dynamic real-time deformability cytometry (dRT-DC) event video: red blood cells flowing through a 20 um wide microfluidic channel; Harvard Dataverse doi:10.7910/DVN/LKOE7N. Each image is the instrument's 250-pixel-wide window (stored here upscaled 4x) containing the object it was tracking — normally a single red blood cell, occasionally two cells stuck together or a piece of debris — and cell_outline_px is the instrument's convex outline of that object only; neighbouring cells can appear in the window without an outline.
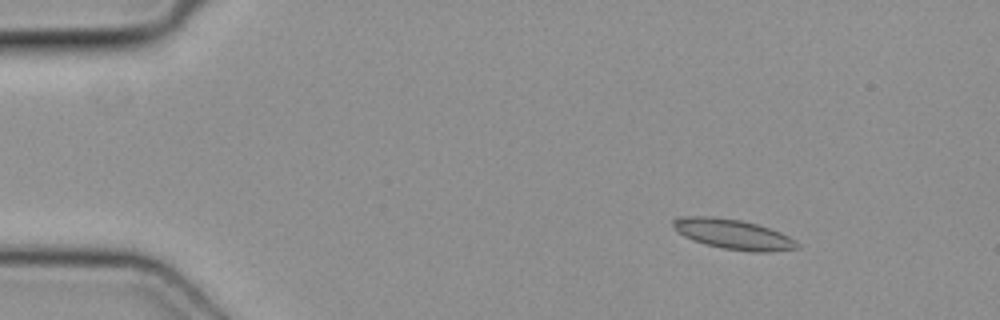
{"species": "common noctule bat (a hibernating species)", "species_latin": "Nyctalus noctula", "temperature_condition": "cold", "stored_images_in_passage": 21, "camera_frame_rate_fps": 3000, "um_per_image_px": 0.085, "animal": {"sex": "female", "body_mass_g": 19.3, "forearm_length_mm": 54.1}, "frame": {"image": 1, "passage_image": 4, "time_ms": 1.0, "image_size_px": [1000, 320], "cell_outline_px": [[800, 248], [768, 252], [752, 252], [724, 248], [704, 244], [692, 240], [684, 236], [672, 224], [672, 220], [680, 216], [708, 216], [740, 220], [756, 224], [780, 232], [796, 240], [800, 244]], "centroid_in_image_um": [62.34, 19.91], "position_along_channel_um": 22.7, "area_um2": 21.56}}
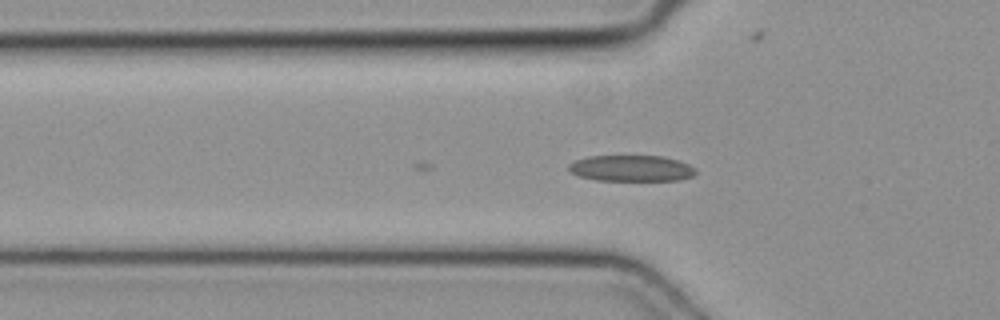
{"frame": {"image": 2, "passage_image": 14, "time_ms": 4.333, "image_size_px": [1000, 320], "cell_outline_px": [[696, 172], [692, 176], [680, 180], [596, 180], [580, 176], [572, 172], [568, 168], [568, 164], [576, 160], [588, 156], [660, 156], [676, 160], [688, 164], [696, 168]], "centroid_in_image_um": [53.67, 14.3], "position_along_channel_um": 72.1, "area_um2": 19.13}}
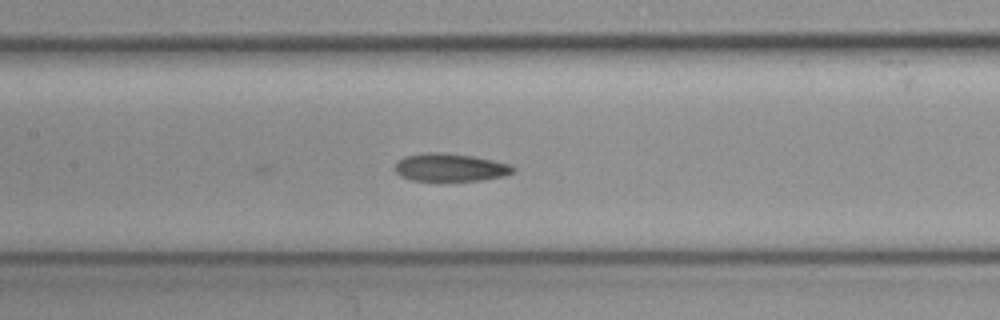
{"frame": {"image": 3, "passage_image": 21, "time_ms": 6.667, "image_size_px": [1000, 320], "cell_outline_px": [[516, 172], [504, 176], [480, 180], [412, 180], [400, 176], [396, 172], [396, 160], [404, 156], [428, 152], [440, 152], [472, 156], [492, 160], [508, 164], [516, 168]], "centroid_in_image_um": [38.26, 14.22], "position_along_channel_um": 169.1, "area_um2": 19.07}}